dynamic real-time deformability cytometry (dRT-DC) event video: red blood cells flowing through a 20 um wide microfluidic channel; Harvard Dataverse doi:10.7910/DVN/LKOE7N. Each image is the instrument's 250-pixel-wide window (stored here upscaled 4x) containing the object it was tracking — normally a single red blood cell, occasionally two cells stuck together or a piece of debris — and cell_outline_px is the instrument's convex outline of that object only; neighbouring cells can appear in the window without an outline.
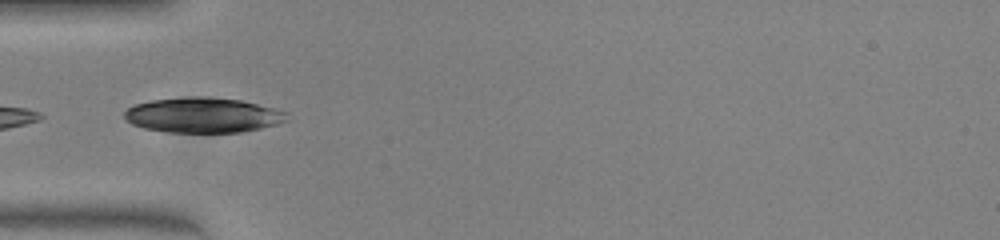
{"species": "common noctule bat (a hibernating species)", "species_latin": "Nyctalus noctula", "temperature_condition": "warm", "stored_images_in_passage": 36, "camera_frame_rate_fps": 3000, "um_per_image_px": 0.085, "animal": {"sex": "female", "body_mass_g": 23.0, "forearm_length_mm": 53.4}, "frame": {"image": 1, "passage_image": 1, "time_ms": 0.0, "image_size_px": [1000, 240], "cell_outline_px": [[288, 120], [276, 124], [260, 128], [240, 132], [164, 132], [144, 128], [132, 124], [124, 120], [124, 112], [128, 108], [136, 104], [152, 100], [192, 96], [200, 96], [240, 100], [288, 112]], "centroid_in_image_um": [17.22, 9.79], "position_along_channel_um": 67.8, "area_um2": 33.12}}
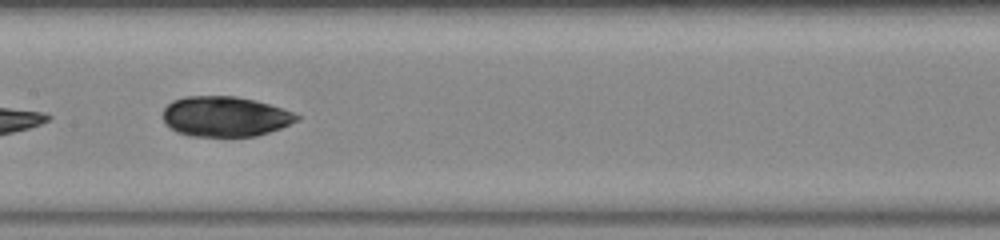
{"frame": {"image": 2, "passage_image": 10, "time_ms": 3.0, "image_size_px": [1000, 240], "cell_outline_px": [[300, 120], [280, 128], [256, 136], [188, 136], [176, 132], [164, 124], [164, 108], [172, 100], [188, 96], [236, 96], [268, 104], [292, 112], [300, 116]], "centroid_in_image_um": [19.1, 9.91], "position_along_channel_um": 188.3, "area_um2": 31.27}}
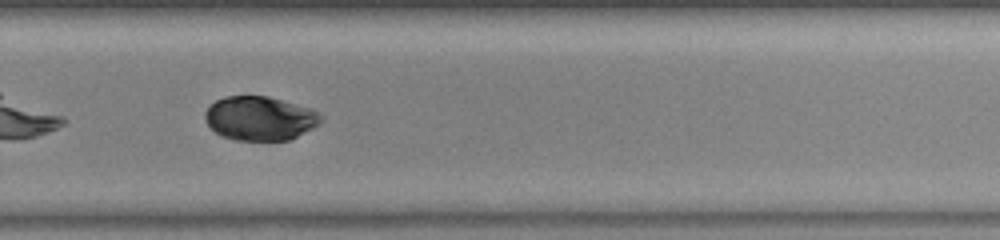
{"frame": {"image": 3, "passage_image": 19, "time_ms": 6.0, "image_size_px": [1000, 240], "cell_outline_px": [[324, 120], [320, 124], [288, 140], [236, 140], [220, 136], [204, 120], [204, 112], [216, 100], [224, 96], [268, 96], [308, 108], [320, 112], [324, 116]], "centroid_in_image_um": [22.09, 10.06], "position_along_channel_um": 307.7, "area_um2": 29.71}}